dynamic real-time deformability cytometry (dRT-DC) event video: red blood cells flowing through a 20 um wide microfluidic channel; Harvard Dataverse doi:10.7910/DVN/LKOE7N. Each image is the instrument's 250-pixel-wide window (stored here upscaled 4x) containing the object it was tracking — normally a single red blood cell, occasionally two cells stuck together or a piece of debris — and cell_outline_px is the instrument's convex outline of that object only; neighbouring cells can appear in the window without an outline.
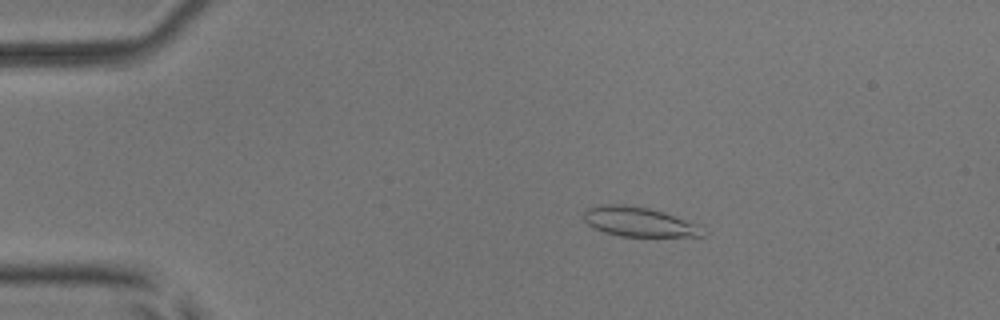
{"species": "common noctule bat (a hibernating species)", "species_latin": "Nyctalus noctula", "temperature_condition": "room temperature", "stored_images_in_passage": 54, "camera_frame_rate_fps": 3000, "um_per_image_px": 0.085, "animal": {"sex": "male", "body_mass_g": 17.9, "forearm_length_mm": 54.2}, "frame": {"image": 1, "passage_image": 11, "time_ms": 3.333, "image_size_px": [1000, 320], "cell_outline_px": [[708, 232], [704, 236], [620, 236], [604, 232], [588, 224], [584, 220], [584, 212], [588, 208], [604, 204], [624, 204], [648, 208], [664, 212], [704, 224]], "centroid_in_image_um": [54.45, 18.86], "position_along_channel_um": 30.6, "area_um2": 20.87}}
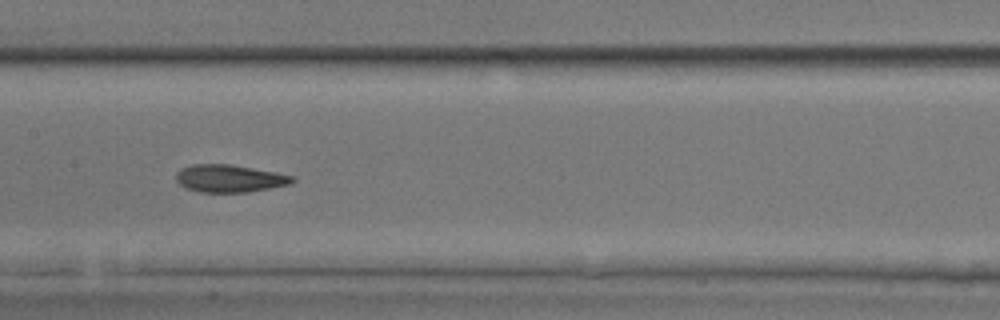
{"frame": {"image": 2, "passage_image": 28, "time_ms": 9.0, "image_size_px": [1000, 320], "cell_outline_px": [[296, 180], [292, 184], [248, 192], [200, 192], [184, 188], [176, 180], [176, 172], [180, 168], [192, 164], [228, 164], [276, 172], [296, 176]], "centroid_in_image_um": [19.52, 15.17], "position_along_channel_um": 187.9, "area_um2": 18.84}}
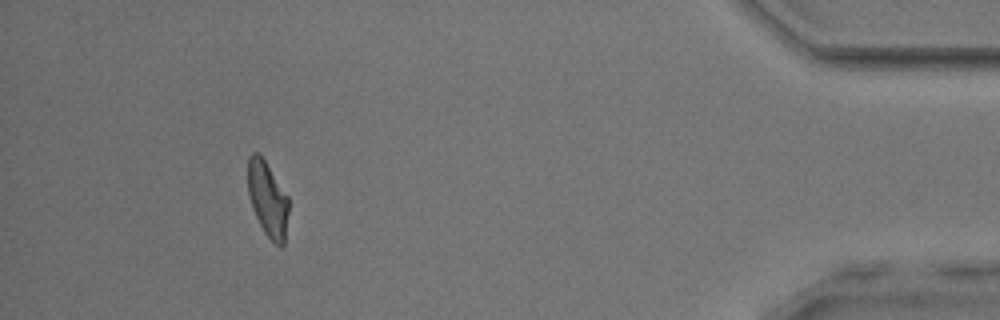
{"frame": {"image": 3, "passage_image": 50, "time_ms": 16.333, "image_size_px": [1000, 320], "cell_outline_px": [[288, 212], [284, 244], [280, 248], [264, 232], [252, 208], [248, 196], [248, 156], [252, 152], [256, 152], [264, 160], [288, 196]], "centroid_in_image_um": [22.74, 16.93], "position_along_channel_um": 412.5, "area_um2": 17.63}, "authors_computed_cell_mechanics": {"area_um2": 18.9295, "velocity_mm_per_s": 3.8713, "shape_relaxation_time_tau1_ms": null, "shape_relaxation_time_tau2_ms": 2.4922, "deformation_change_tau1": null, "deformation_change_tau2": 0.0978}}